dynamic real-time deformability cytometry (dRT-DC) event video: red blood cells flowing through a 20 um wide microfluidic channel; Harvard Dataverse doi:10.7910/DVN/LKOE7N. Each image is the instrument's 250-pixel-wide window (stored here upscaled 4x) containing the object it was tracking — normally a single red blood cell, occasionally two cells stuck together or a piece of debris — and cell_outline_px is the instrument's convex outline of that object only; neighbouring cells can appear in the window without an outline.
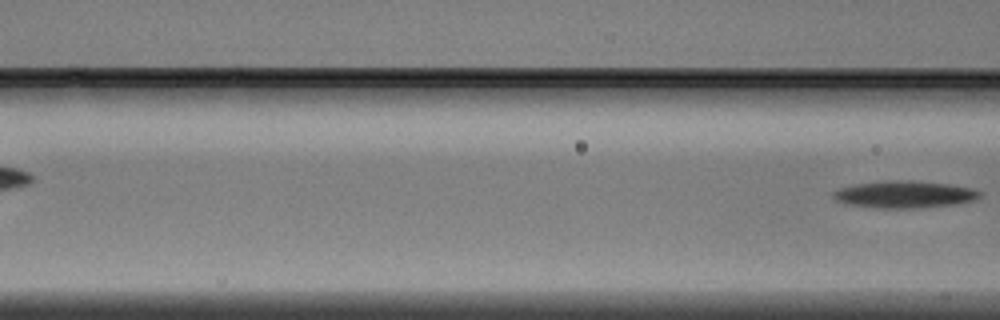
{"species": "Egyptian fruit bat (a non-hibernating species)", "species_latin": "Rousettus aegyptiacus", "temperature_condition": "warm", "stored_images_in_passage": 5, "segment_of_instrument_passage": [2, 2], "camera_frame_rate_fps": 3000, "um_per_image_px": 0.085, "animal": {"sex": "male"}, "frame": {"image": 1, "passage_image": 5, "time_ms": 1.333, "image_size_px": [1000, 320], "cell_outline_px": [[984, 196], [976, 200], [956, 204], [920, 208], [876, 208], [844, 204], [836, 200], [832, 196], [832, 192], [840, 188], [856, 184], [896, 180], [912, 180], [948, 184], [972, 188], [980, 192]], "centroid_in_image_um": [76.91, 16.54], "position_along_channel_um": 89.7, "area_um2": 23.29}}